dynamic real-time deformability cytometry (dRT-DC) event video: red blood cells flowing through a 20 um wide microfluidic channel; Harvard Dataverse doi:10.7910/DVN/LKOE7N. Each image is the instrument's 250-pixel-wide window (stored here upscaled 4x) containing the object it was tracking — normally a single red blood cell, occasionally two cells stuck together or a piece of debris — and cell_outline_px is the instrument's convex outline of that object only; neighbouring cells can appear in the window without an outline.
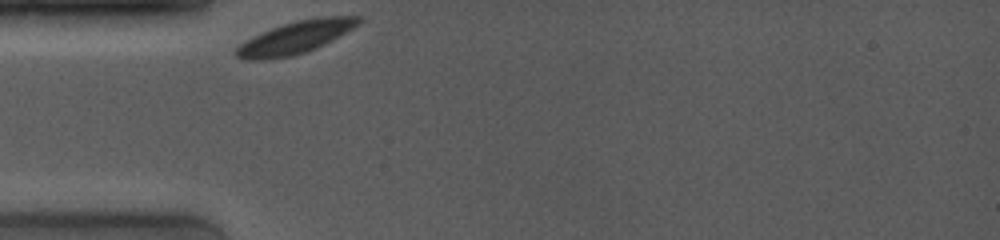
{"species": "common noctule bat (a hibernating species)", "species_latin": "Nyctalus noctula", "temperature_condition": "room temperature", "stored_images_in_passage": 39, "camera_frame_rate_fps": 4000, "um_per_image_px": 0.085, "animal": {"sex": "female", "body_mass_g": 19.0, "forearm_length_mm": 53.3}, "frame": {"image": 1, "passage_image": 1, "time_ms": 0.0, "image_size_px": [1000, 240], "cell_outline_px": [[360, 20], [352, 28], [332, 40], [324, 44], [304, 52], [272, 60], [244, 60], [236, 56], [236, 48], [240, 44], [272, 28], [296, 20], [324, 16], [360, 16]], "centroid_in_image_um": [25.09, 3.19], "position_along_channel_um": 59.9, "area_um2": 22.48}}
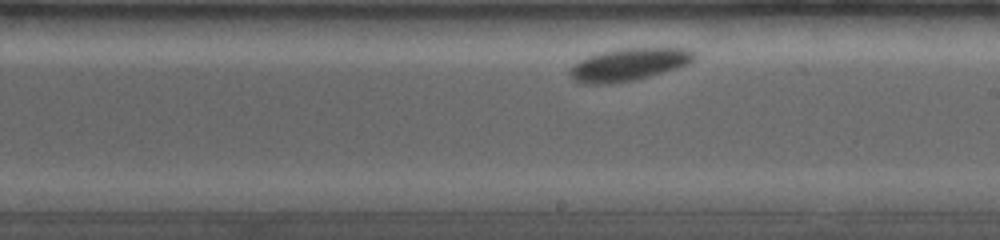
{"frame": {"image": 2, "passage_image": 21, "time_ms": 5.0, "image_size_px": [1000, 240], "cell_outline_px": [[696, 56], [688, 64], [676, 68], [636, 80], [612, 84], [580, 84], [572, 80], [568, 76], [568, 72], [572, 64], [588, 56], [620, 48], [688, 48], [696, 52]], "centroid_in_image_um": [53.4, 5.5], "position_along_channel_um": 235.6, "area_um2": 23.81}}
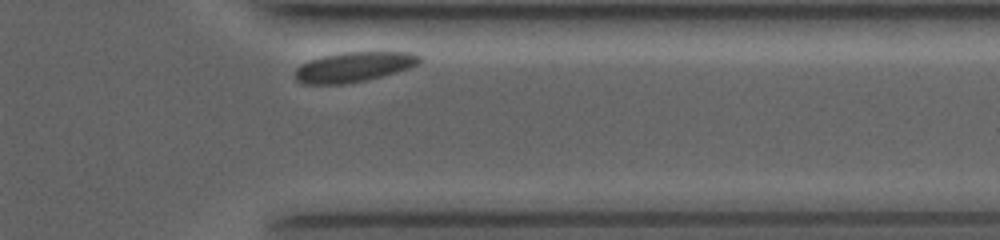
{"frame": {"image": 3, "passage_image": 37, "time_ms": 9.0, "image_size_px": [1000, 240], "cell_outline_px": [[420, 60], [416, 64], [408, 68], [396, 72], [364, 80], [344, 84], [304, 84], [296, 80], [296, 68], [312, 60], [324, 56], [344, 52], [412, 52], [420, 56]], "centroid_in_image_um": [30.08, 5.69], "position_along_channel_um": 381.3, "area_um2": 21.21}}